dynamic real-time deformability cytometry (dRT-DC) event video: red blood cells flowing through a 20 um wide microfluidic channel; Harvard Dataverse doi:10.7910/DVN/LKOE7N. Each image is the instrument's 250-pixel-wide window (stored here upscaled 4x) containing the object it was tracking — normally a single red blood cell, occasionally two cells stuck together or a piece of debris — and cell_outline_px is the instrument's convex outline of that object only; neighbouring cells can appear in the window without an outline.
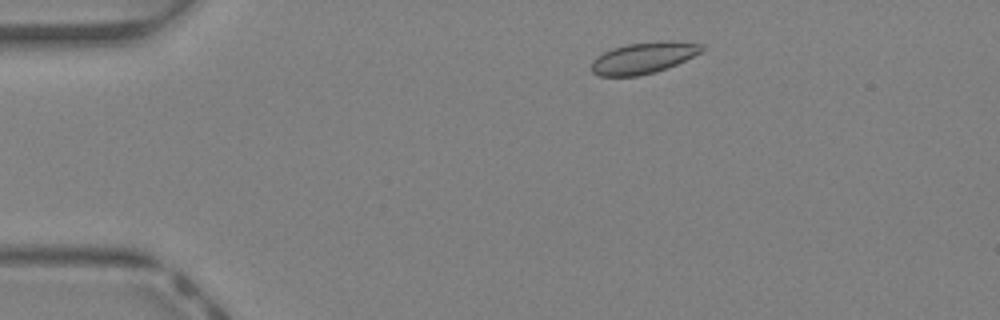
{"species": "Egyptian fruit bat (a non-hibernating species)", "species_latin": "Rousettus aegyptiacus", "temperature_condition": "warm", "stored_images_in_passage": 36, "camera_frame_rate_fps": 3000, "um_per_image_px": 0.085, "animal": {"sex": "female"}, "frame": {"image": 1, "passage_image": 1, "time_ms": 0.0, "image_size_px": [1000, 320], "cell_outline_px": [[704, 52], [668, 68], [656, 72], [636, 76], [600, 76], [592, 72], [592, 60], [596, 56], [612, 48], [628, 44], [664, 40], [704, 44]], "centroid_in_image_um": [54.74, 4.91], "position_along_channel_um": 30.3, "area_um2": 20.35}}
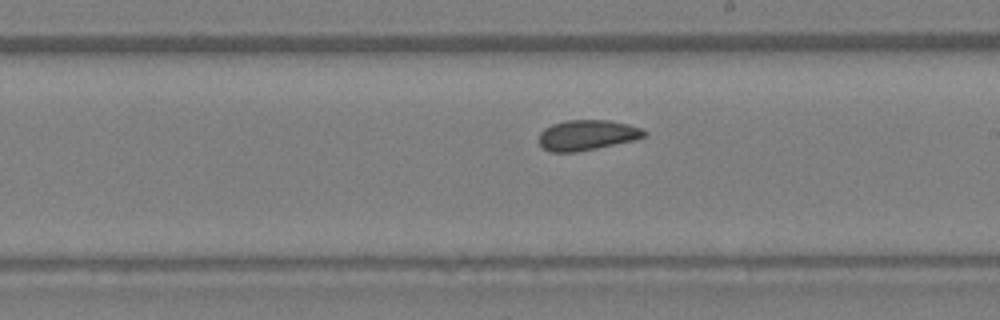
{"frame": {"image": 2, "passage_image": 18, "time_ms": 5.667, "image_size_px": [1000, 320], "cell_outline_px": [[648, 132], [644, 136], [636, 140], [576, 152], [552, 152], [544, 148], [540, 144], [540, 132], [544, 128], [552, 124], [564, 120], [608, 120], [628, 124], [644, 128]], "centroid_in_image_um": [49.93, 11.47], "position_along_channel_um": 239.1, "area_um2": 18.67}}
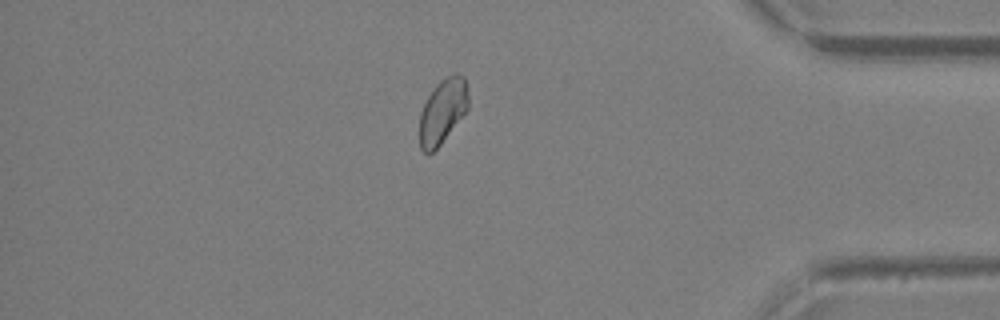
{"frame": {"image": 3, "passage_image": 30, "time_ms": 9.667, "image_size_px": [1000, 320], "cell_outline_px": [[468, 108], [440, 144], [432, 152], [424, 152], [420, 148], [420, 112], [428, 96], [436, 84], [440, 80], [456, 72], [464, 76], [468, 88]], "centroid_in_image_um": [37.63, 9.41], "position_along_channel_um": 397.6, "area_um2": 18.15}, "authors_computed_cell_mechanics": {"area_um2": 19.0451, "velocity_mm_per_s": 4.7462, "shape_relaxation_time_tau1_ms": 7.2471, "shape_relaxation_time_tau2_ms": 1.3393, "deformation_change_tau1": 0.103, "deformation_change_tau2": 0.0427}}